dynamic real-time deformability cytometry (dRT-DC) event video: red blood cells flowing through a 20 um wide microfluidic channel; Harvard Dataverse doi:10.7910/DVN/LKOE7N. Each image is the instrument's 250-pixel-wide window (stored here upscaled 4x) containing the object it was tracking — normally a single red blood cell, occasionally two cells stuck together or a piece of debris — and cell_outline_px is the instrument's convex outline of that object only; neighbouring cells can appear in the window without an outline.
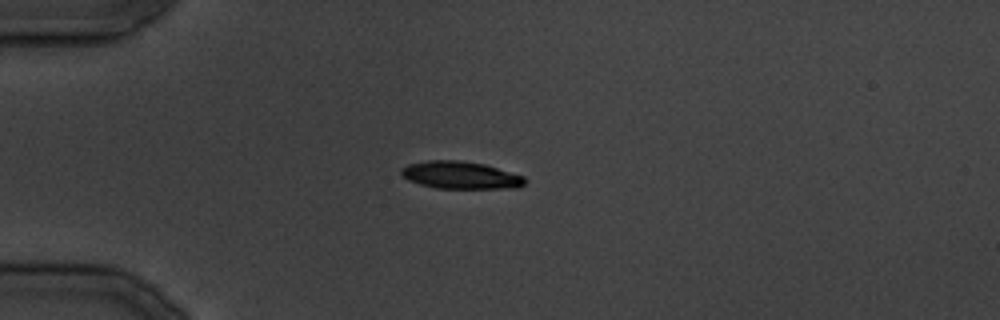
{"species": "common noctule bat (a hibernating species)", "species_latin": "Nyctalus noctula", "temperature_condition": "cold", "stored_images_in_passage": 8, "camera_frame_rate_fps": 3000, "um_per_image_px": 0.085, "animal": {"sex": "male", "body_mass_g": 19.5, "forearm_length_mm": 54.6}, "frame": {"image": 1, "passage_image": 4, "time_ms": 3.333, "image_size_px": [1000, 320], "cell_outline_px": [[528, 180], [520, 188], [436, 188], [420, 184], [408, 180], [400, 172], [400, 168], [408, 164], [428, 160], [460, 160], [484, 164], [524, 176]], "centroid_in_image_um": [39.16, 14.88], "position_along_channel_um": 45.8, "area_um2": 19.83}}